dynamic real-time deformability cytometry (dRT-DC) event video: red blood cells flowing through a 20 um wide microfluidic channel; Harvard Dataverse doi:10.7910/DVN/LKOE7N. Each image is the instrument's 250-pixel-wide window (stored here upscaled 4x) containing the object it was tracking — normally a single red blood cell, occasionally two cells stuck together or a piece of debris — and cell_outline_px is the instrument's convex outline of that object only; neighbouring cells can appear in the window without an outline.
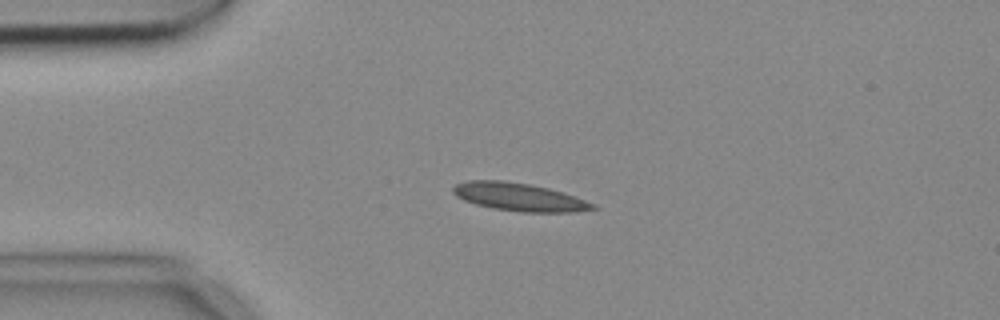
{"species": "common noctule bat (a hibernating species)", "species_latin": "Nyctalus noctula", "temperature_condition": "cold", "stored_images_in_passage": 2, "camera_frame_rate_fps": 3000, "um_per_image_px": 0.085, "animal": {"sex": "female", "body_mass_g": 18.4}, "frame": {"image": 1, "passage_image": 1, "time_ms": 0.0, "image_size_px": [1000, 320], "cell_outline_px": [[600, 208], [572, 212], [520, 212], [492, 208], [476, 204], [464, 200], [456, 196], [452, 192], [452, 188], [456, 184], [468, 180], [500, 180], [528, 184], [548, 188], [564, 192], [596, 204]], "centroid_in_image_um": [44.14, 16.75], "position_along_channel_um": 40.9, "area_um2": 22.83}}